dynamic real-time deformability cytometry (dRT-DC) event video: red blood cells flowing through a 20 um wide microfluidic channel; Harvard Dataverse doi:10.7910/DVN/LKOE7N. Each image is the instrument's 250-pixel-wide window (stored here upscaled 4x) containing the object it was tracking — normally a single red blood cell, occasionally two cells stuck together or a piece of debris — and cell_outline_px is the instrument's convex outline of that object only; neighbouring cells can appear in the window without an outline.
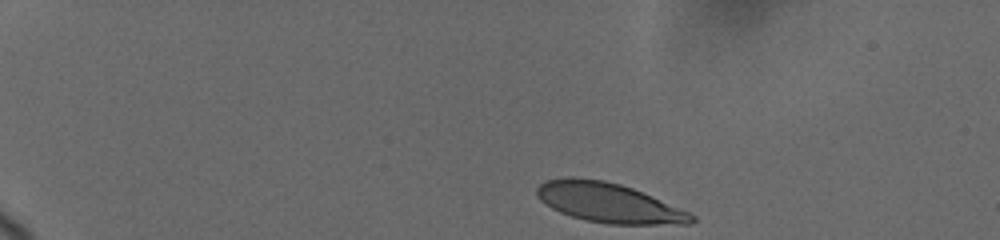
{"species": "human", "species_latin": "Homo sapiens", "temperature_condition": "cold", "stored_images_in_passage": 9, "camera_frame_rate_fps": 3000, "um_per_image_px": 0.085, "donor": {"sex": "female"}, "frame": {"image": 1, "passage_image": 1, "time_ms": 0.0, "image_size_px": [1000, 240], "cell_outline_px": [[696, 220], [692, 224], [608, 224], [588, 220], [572, 216], [560, 212], [552, 208], [540, 200], [536, 196], [536, 188], [540, 184], [548, 180], [568, 176], [572, 176], [604, 180], [620, 184], [632, 188], [688, 212], [696, 216]], "centroid_in_image_um": [51.71, 17.22], "position_along_channel_um": 33.3, "area_um2": 35.43}}
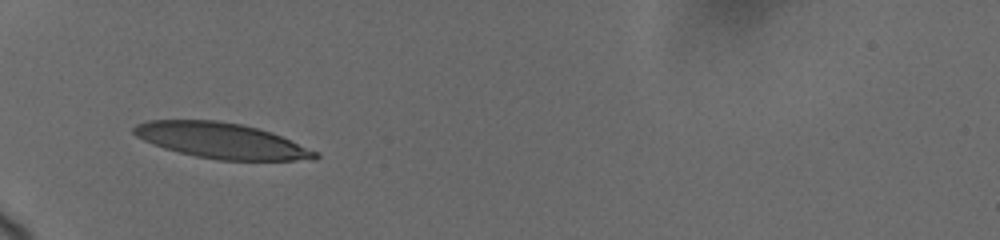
{"frame": {"image": 2, "passage_image": 6, "time_ms": 3.333, "image_size_px": [1000, 240], "cell_outline_px": [[320, 156], [316, 160], [220, 160], [196, 156], [164, 148], [152, 144], [136, 136], [132, 132], [132, 128], [136, 124], [148, 120], [216, 120], [240, 124], [272, 132], [320, 152]], "centroid_in_image_um": [18.85, 11.95], "position_along_channel_um": 66.1, "area_um2": 37.63}}
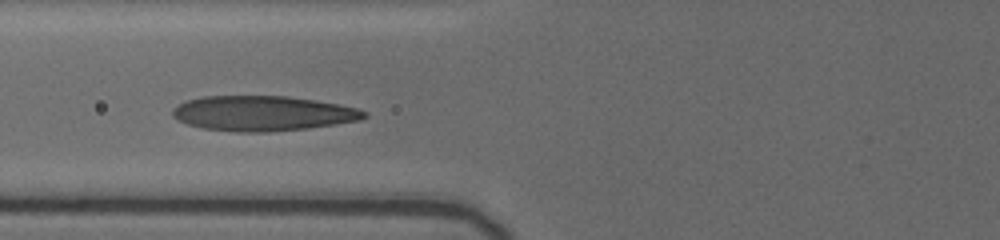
{"frame": {"image": 3, "passage_image": 8, "time_ms": 4.667, "image_size_px": [1000, 240], "cell_outline_px": [[368, 116], [360, 120], [308, 128], [268, 132], [236, 132], [204, 128], [188, 124], [176, 120], [172, 116], [172, 108], [188, 100], [204, 96], [288, 96], [340, 104], [356, 108], [368, 112]], "centroid_in_image_um": [22.34, 9.63], "position_along_channel_um": 103.5, "area_um2": 39.13}}